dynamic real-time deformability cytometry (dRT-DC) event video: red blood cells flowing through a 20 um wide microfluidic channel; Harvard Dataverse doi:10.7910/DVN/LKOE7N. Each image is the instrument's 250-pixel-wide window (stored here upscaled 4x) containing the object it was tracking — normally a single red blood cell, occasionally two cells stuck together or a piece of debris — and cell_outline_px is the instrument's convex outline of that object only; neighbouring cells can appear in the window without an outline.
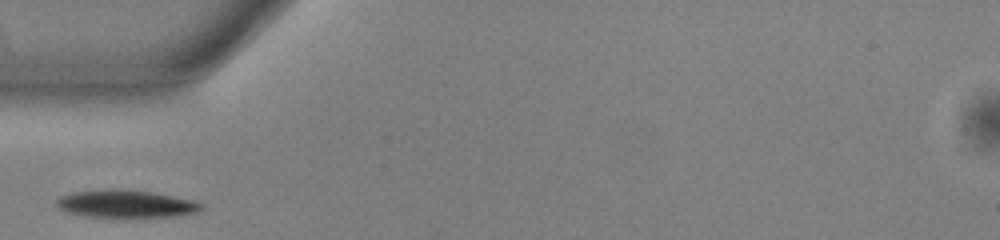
{"species": "common noctule bat (a hibernating species)", "species_latin": "Nyctalus noctula", "temperature_condition": "warm", "stored_images_in_passage": 25, "camera_frame_rate_fps": 3000, "um_per_image_px": 0.085, "animal": {"sex": "male", "body_mass_g": 13.0, "forearm_length_mm": 53.1}, "frame": {"image": 1, "passage_image": 1, "time_ms": 0.0, "image_size_px": [1000, 240], "cell_outline_px": [[204, 208], [196, 212], [176, 216], [112, 220], [84, 216], [68, 212], [60, 208], [56, 204], [56, 200], [60, 196], [72, 192], [112, 188], [152, 192], [192, 200], [204, 204]], "centroid_in_image_um": [10.68, 17.37], "position_along_channel_um": 74.3, "area_um2": 24.28}}
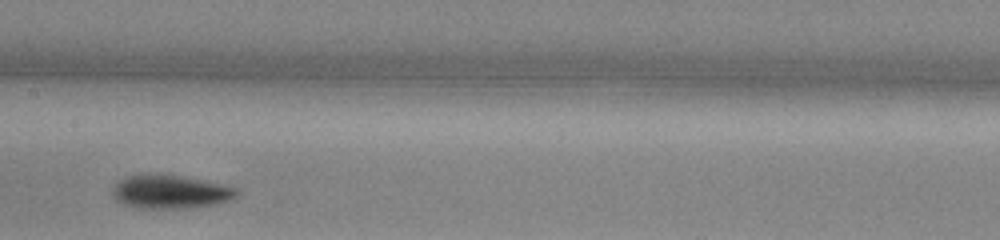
{"frame": {"image": 2, "passage_image": 10, "time_ms": 3.0, "image_size_px": [1000, 240], "cell_outline_px": [[240, 192], [236, 196], [228, 200], [216, 204], [188, 208], [132, 208], [116, 200], [112, 196], [112, 188], [124, 176], [148, 172], [152, 172], [184, 176], [220, 184], [236, 188]], "centroid_in_image_um": [14.41, 16.28], "position_along_channel_um": 193.0, "area_um2": 24.74}}
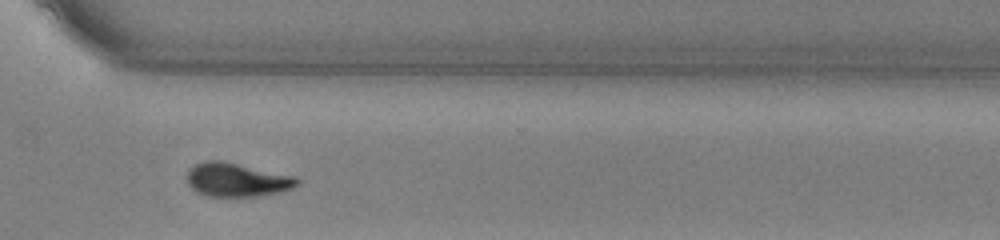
{"frame": {"image": 3, "passage_image": 22, "time_ms": 7.0, "image_size_px": [1000, 240], "cell_outline_px": [[300, 184], [292, 188], [276, 192], [256, 196], [208, 196], [196, 192], [188, 184], [188, 168], [204, 160], [224, 160], [296, 176], [300, 180]], "centroid_in_image_um": [20.13, 15.26], "position_along_channel_um": 350.5, "area_um2": 21.79}}